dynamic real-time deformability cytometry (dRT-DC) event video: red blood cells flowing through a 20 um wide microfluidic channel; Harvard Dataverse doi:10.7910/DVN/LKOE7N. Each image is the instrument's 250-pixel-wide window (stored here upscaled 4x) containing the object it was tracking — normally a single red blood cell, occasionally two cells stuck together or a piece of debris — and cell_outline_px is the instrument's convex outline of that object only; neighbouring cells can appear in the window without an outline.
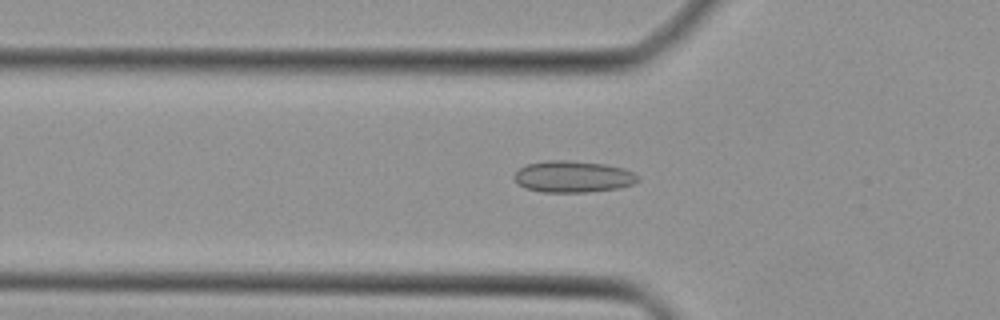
{"species": "Egyptian fruit bat (a non-hibernating species)", "species_latin": "Rousettus aegyptiacus", "temperature_condition": "cold", "stored_images_in_passage": 44, "camera_frame_rate_fps": 3000, "um_per_image_px": 0.085, "animal": {"sex": "female"}, "frame": {"image": 1, "passage_image": 14, "time_ms": 4.333, "image_size_px": [1000, 320], "cell_outline_px": [[640, 180], [632, 184], [620, 188], [588, 192], [540, 192], [524, 188], [512, 176], [520, 168], [528, 164], [548, 160], [564, 160], [604, 164], [624, 168], [640, 176]], "centroid_in_image_um": [48.72, 15.02], "position_along_channel_um": 77.1, "area_um2": 22.77}}
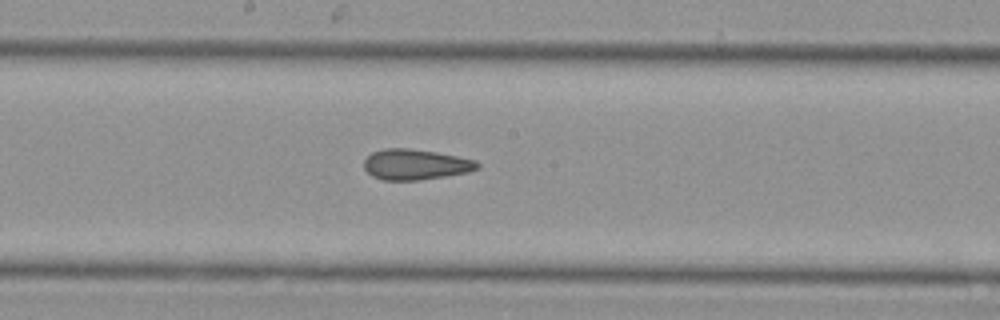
{"frame": {"image": 2, "passage_image": 23, "time_ms": 7.333, "image_size_px": [1000, 320], "cell_outline_px": [[480, 168], [468, 172], [420, 180], [384, 180], [372, 176], [364, 168], [364, 160], [372, 152], [384, 148], [408, 148], [436, 152], [476, 160], [480, 164]], "centroid_in_image_um": [35.32, 13.98], "position_along_channel_um": 212.9, "area_um2": 20.17}}
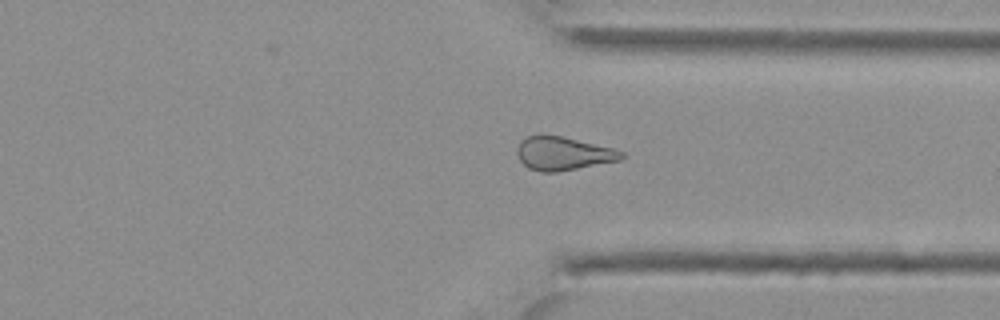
{"frame": {"image": 3, "passage_image": 33, "time_ms": 10.667, "image_size_px": [1000, 320], "cell_outline_px": [[624, 156], [620, 160], [556, 172], [540, 172], [528, 168], [520, 160], [516, 152], [516, 148], [528, 136], [560, 136], [616, 148], [624, 152]], "centroid_in_image_um": [47.9, 13.06], "position_along_channel_um": 363.5, "area_um2": 20.06}}